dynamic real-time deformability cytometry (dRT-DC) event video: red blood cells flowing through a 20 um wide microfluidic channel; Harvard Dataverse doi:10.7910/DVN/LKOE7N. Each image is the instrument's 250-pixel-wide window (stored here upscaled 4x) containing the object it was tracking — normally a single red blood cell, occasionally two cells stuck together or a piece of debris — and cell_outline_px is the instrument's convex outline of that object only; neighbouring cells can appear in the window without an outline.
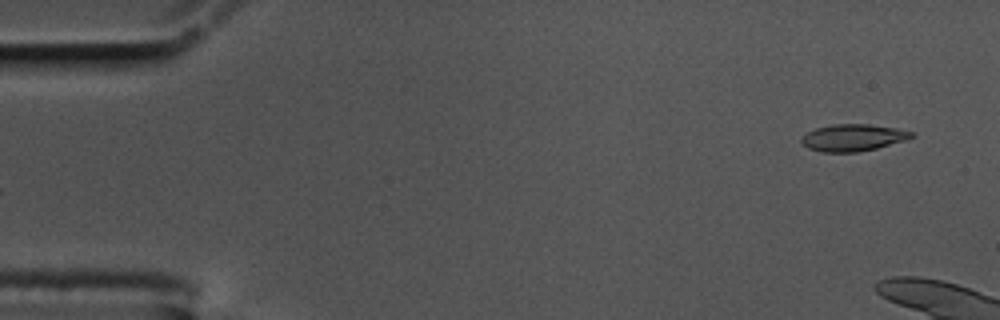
{"species": "common noctule bat (a hibernating species)", "species_latin": "Nyctalus noctula", "temperature_condition": "cold", "stored_images_in_passage": 6, "camera_frame_rate_fps": 3000, "um_per_image_px": 0.085, "animal": {"sex": "male", "body_mass_g": 17.5, "forearm_length_mm": 52.3}, "frame": {"image": 1, "passage_image": 1, "time_ms": 0.0, "image_size_px": [1000, 320], "cell_outline_px": [[916, 136], [908, 140], [876, 148], [856, 152], [820, 152], [808, 148], [800, 140], [808, 132], [816, 128], [832, 124], [868, 124], [896, 128], [916, 132]], "centroid_in_image_um": [72.57, 11.69], "position_along_channel_um": 12.4, "area_um2": 17.34}}